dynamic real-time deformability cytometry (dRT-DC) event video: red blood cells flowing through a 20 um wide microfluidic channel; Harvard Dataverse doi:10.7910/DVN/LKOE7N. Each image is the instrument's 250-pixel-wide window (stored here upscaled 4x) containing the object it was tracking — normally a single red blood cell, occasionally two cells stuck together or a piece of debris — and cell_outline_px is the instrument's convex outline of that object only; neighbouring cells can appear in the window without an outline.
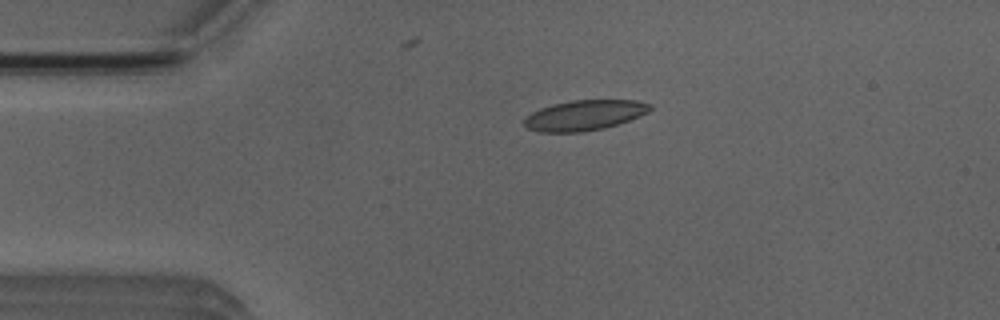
{"species": "Egyptian fruit bat (a non-hibernating species)", "species_latin": "Rousettus aegyptiacus", "temperature_condition": "room temperature", "stored_images_in_passage": 3, "camera_frame_rate_fps": 3000, "um_per_image_px": 0.085, "animal": {"sex": "male"}, "frame": {"image": 1, "passage_image": 2, "time_ms": 1.333, "image_size_px": [1000, 320], "cell_outline_px": [[652, 108], [648, 112], [628, 120], [604, 128], [584, 132], [540, 132], [528, 128], [524, 124], [524, 120], [532, 112], [540, 108], [552, 104], [572, 100], [636, 100], [652, 104]], "centroid_in_image_um": [49.68, 9.79], "position_along_channel_um": 35.3, "area_um2": 22.08}}